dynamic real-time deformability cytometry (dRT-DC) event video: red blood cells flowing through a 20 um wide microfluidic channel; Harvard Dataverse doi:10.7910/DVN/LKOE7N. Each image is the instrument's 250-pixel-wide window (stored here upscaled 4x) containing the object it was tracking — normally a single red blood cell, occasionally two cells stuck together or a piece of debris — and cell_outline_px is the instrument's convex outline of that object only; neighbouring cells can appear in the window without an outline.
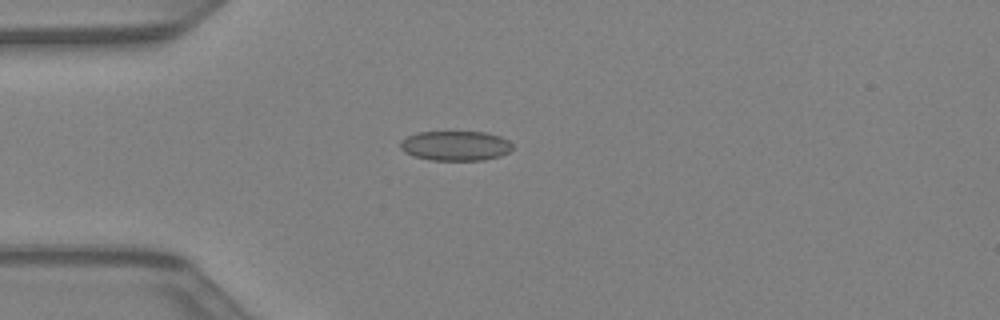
{"species": "Egyptian fruit bat (a non-hibernating species)", "species_latin": "Rousettus aegyptiacus", "temperature_condition": "warm", "stored_images_in_passage": 43, "camera_frame_rate_fps": 3000, "um_per_image_px": 0.085, "animal": {"sex": "female"}, "frame": {"image": 1, "passage_image": 12, "time_ms": 3.667, "image_size_px": [1000, 320], "cell_outline_px": [[512, 148], [508, 152], [500, 156], [484, 160], [428, 160], [412, 156], [404, 152], [400, 148], [400, 140], [416, 132], [484, 132], [500, 136], [508, 140], [512, 144]], "centroid_in_image_um": [38.68, 12.39], "position_along_channel_um": 46.3, "area_um2": 19.59}}
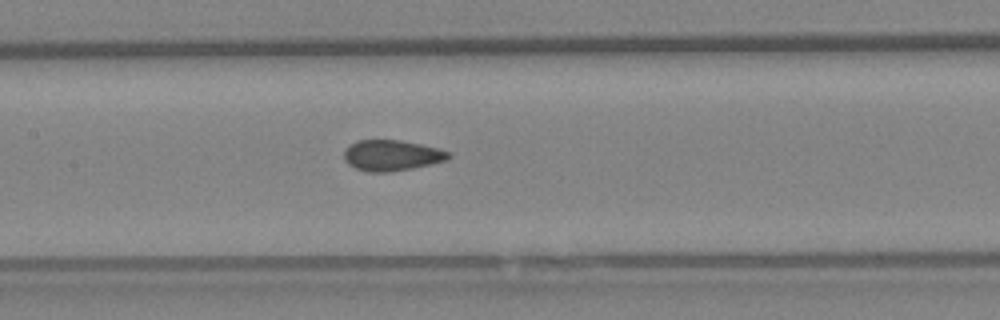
{"frame": {"image": 2, "passage_image": 21, "time_ms": 6.667, "image_size_px": [1000, 320], "cell_outline_px": [[452, 156], [448, 160], [412, 168], [388, 172], [368, 172], [356, 168], [348, 164], [344, 160], [344, 148], [348, 144], [356, 140], [400, 140], [440, 148], [452, 152]], "centroid_in_image_um": [33.3, 13.2], "position_along_channel_um": 174.1, "area_um2": 19.02}}
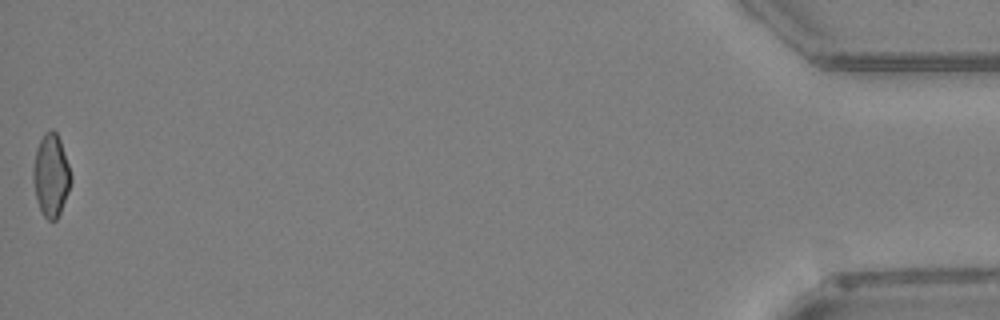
{"frame": {"image": 3, "passage_image": 43, "time_ms": 14.0, "image_size_px": [1000, 320], "cell_outline_px": [[72, 180], [68, 192], [60, 212], [56, 220], [48, 220], [44, 216], [36, 200], [32, 180], [32, 168], [36, 148], [44, 132], [52, 128], [56, 132], [60, 140], [72, 176]], "centroid_in_image_um": [4.32, 14.88], "position_along_channel_um": 430.9, "area_um2": 18.26}}